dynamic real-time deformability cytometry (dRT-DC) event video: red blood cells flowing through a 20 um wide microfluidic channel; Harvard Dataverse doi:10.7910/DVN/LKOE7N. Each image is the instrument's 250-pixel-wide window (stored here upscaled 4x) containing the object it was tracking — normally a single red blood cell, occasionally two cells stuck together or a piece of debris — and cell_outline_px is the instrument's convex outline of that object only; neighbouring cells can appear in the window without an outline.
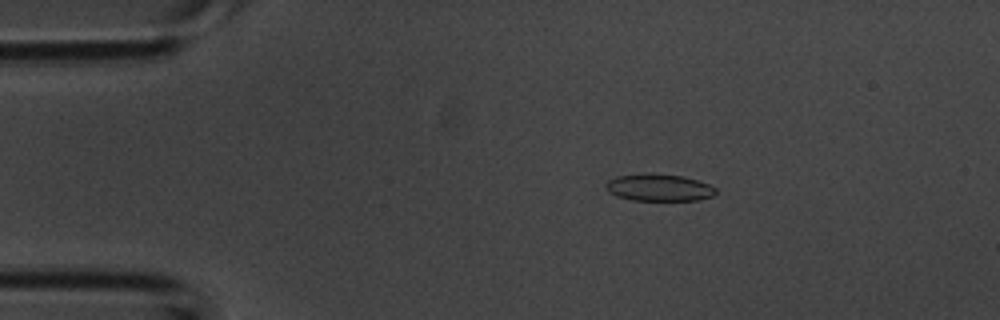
{"species": "common noctule bat (a hibernating species)", "species_latin": "Nyctalus noctula", "temperature_condition": "room temperature", "stored_images_in_passage": 36, "camera_frame_rate_fps": 3000, "um_per_image_px": 0.085, "animal": {"sex": "male", "body_mass_g": 20.1, "forearm_length_mm": 53.5}, "frame": {"image": 1, "passage_image": 1, "time_ms": 0.0, "image_size_px": [1000, 320], "cell_outline_px": [[716, 196], [696, 200], [632, 200], [616, 196], [608, 192], [604, 188], [604, 184], [608, 180], [616, 176], [684, 176], [708, 184], [716, 188]], "centroid_in_image_um": [56.02, 15.99], "position_along_channel_um": 29.0, "area_um2": 16.7}}
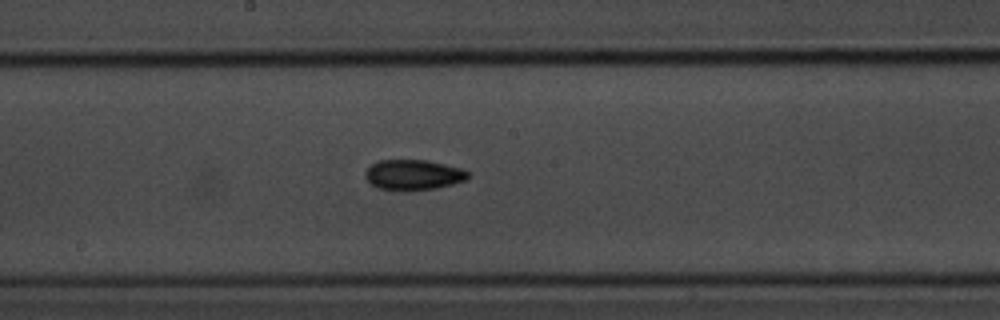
{"frame": {"image": 2, "passage_image": 16, "time_ms": 5.0, "image_size_px": [1000, 320], "cell_outline_px": [[468, 180], [436, 188], [376, 188], [364, 176], [364, 172], [372, 164], [380, 160], [428, 160], [460, 168], [468, 172]], "centroid_in_image_um": [35.14, 14.82], "position_along_channel_um": 213.1, "area_um2": 17.51}}
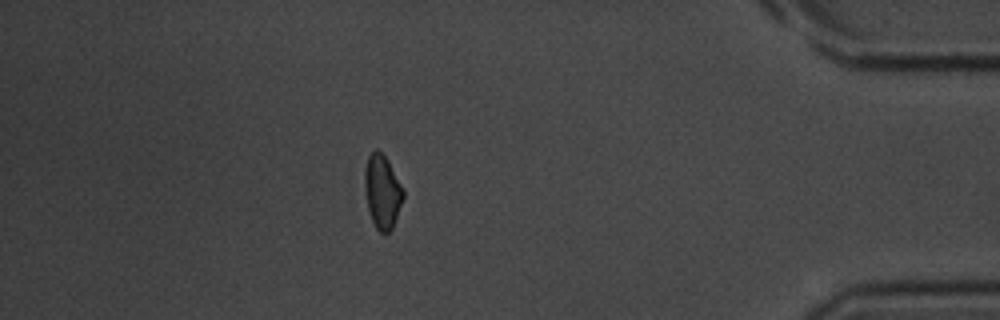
{"frame": {"image": 3, "passage_image": 31, "time_ms": 10.0, "image_size_px": [1000, 320], "cell_outline_px": [[404, 196], [392, 228], [388, 232], [380, 232], [376, 228], [372, 220], [368, 208], [364, 188], [364, 168], [368, 156], [376, 148], [388, 160], [404, 188]], "centroid_in_image_um": [32.49, 16.25], "position_along_channel_um": 402.7, "area_um2": 16.53}}